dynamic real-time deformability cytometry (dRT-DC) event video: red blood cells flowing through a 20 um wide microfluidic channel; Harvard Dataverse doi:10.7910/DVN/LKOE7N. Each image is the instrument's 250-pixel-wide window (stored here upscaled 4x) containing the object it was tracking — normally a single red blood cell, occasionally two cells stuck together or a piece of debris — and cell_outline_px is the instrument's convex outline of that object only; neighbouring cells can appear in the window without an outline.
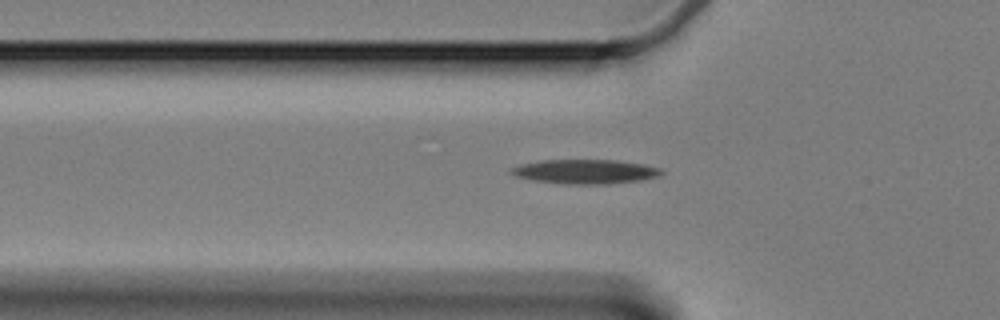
{"species": "Egyptian fruit bat (a non-hibernating species)", "species_latin": "Rousettus aegyptiacus", "temperature_condition": "cold", "stored_images_in_passage": 52, "camera_frame_rate_fps": 3000, "um_per_image_px": 0.085, "animal": {"sex": "female"}, "frame": {"image": 1, "passage_image": 19, "time_ms": 6.0, "image_size_px": [1000, 320], "cell_outline_px": [[664, 172], [656, 176], [640, 180], [608, 184], [568, 184], [532, 180], [516, 176], [508, 172], [512, 168], [524, 164], [544, 160], [616, 160], [644, 164], [660, 168]], "centroid_in_image_um": [49.76, 14.59], "position_along_channel_um": 76.0, "area_um2": 21.04}}
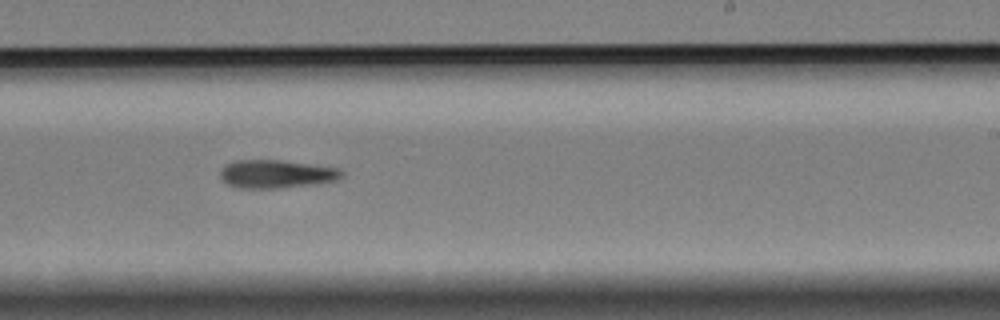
{"frame": {"image": 2, "passage_image": 36, "time_ms": 11.667, "image_size_px": [1000, 320], "cell_outline_px": [[344, 176], [336, 180], [308, 184], [276, 188], [236, 188], [228, 184], [220, 176], [220, 168], [224, 164], [236, 160], [280, 160], [340, 168], [344, 172]], "centroid_in_image_um": [23.45, 14.77], "position_along_channel_um": 265.5, "area_um2": 19.88}}
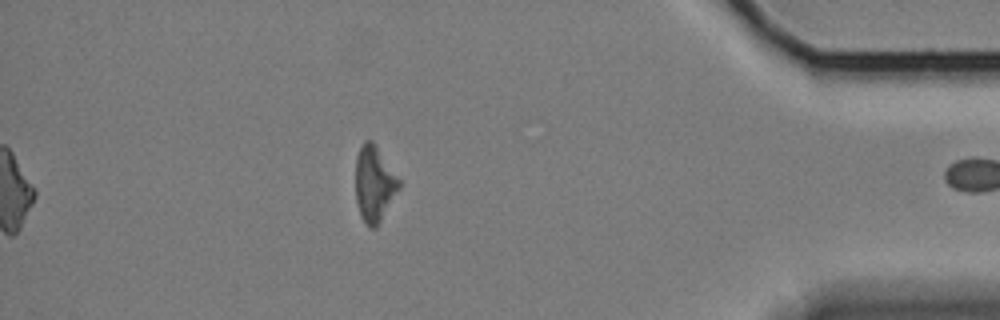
{"frame": {"image": 3, "passage_image": 52, "time_ms": 17.0, "image_size_px": [1000, 320], "cell_outline_px": [[400, 188], [376, 228], [372, 228], [360, 216], [356, 200], [356, 156], [364, 140], [372, 140], [400, 180]], "centroid_in_image_um": [31.81, 15.62], "position_along_channel_um": 403.4, "area_um2": 18.9}, "authors_computed_cell_mechanics": {"area_um2": 20.3167, "velocity_mm_per_s": 3.3278, "shape_relaxation_time_tau1_ms": 3.0791, "shape_relaxation_time_tau2_ms": null, "deformation_change_tau1": 0.1077, "deformation_change_tau2": null}}